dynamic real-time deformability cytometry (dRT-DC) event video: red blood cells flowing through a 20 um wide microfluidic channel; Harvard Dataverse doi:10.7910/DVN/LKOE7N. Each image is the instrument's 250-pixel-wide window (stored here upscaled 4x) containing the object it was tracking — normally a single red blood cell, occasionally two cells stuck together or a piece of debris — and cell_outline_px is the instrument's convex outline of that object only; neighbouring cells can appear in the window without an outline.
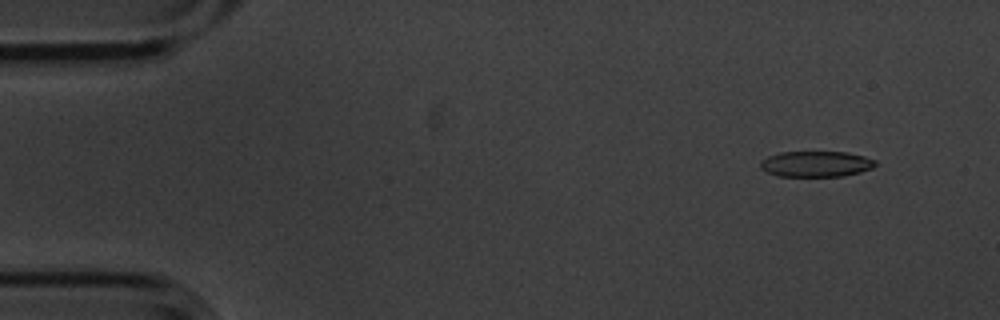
{"species": "common noctule bat (a hibernating species)", "species_latin": "Nyctalus noctula", "temperature_condition": "cold", "stored_images_in_passage": 9, "camera_frame_rate_fps": 3000, "um_per_image_px": 0.085, "animal": {"sex": "male", "body_mass_g": 20.1, "forearm_length_mm": 53.5}, "frame": {"image": 1, "passage_image": 2, "time_ms": 0.333, "image_size_px": [1000, 320], "cell_outline_px": [[876, 164], [872, 168], [860, 172], [844, 176], [780, 176], [768, 172], [760, 168], [760, 160], [768, 156], [780, 152], [848, 152], [864, 156], [876, 160]], "centroid_in_image_um": [69.37, 13.93], "position_along_channel_um": 15.6, "area_um2": 17.28}}
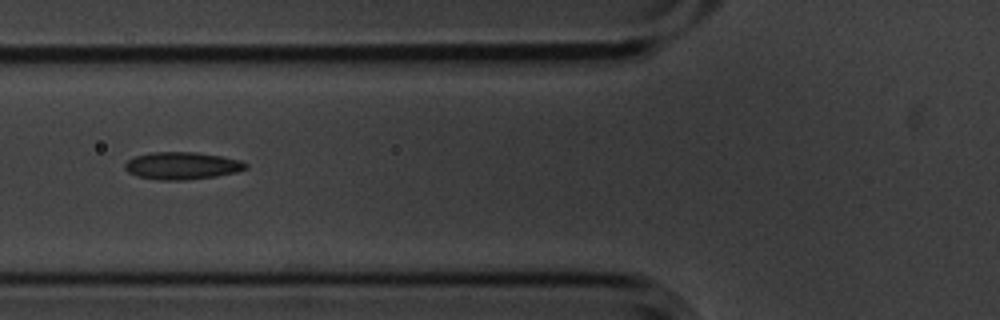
{"frame": {"image": 2, "passage_image": 6, "time_ms": 1.667, "image_size_px": [1000, 320], "cell_outline_px": [[248, 168], [236, 172], [216, 176], [184, 180], [160, 180], [136, 176], [128, 172], [124, 168], [124, 164], [128, 160], [136, 156], [152, 152], [196, 152], [220, 156], [240, 160], [248, 164]], "centroid_in_image_um": [15.47, 14.09], "position_along_channel_um": 110.3, "area_um2": 19.25}}
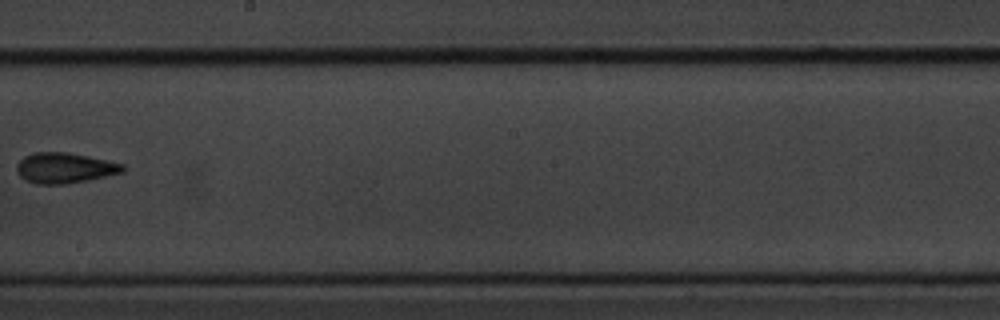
{"frame": {"image": 3, "passage_image": 9, "time_ms": 2.667, "image_size_px": [1000, 320], "cell_outline_px": [[124, 172], [68, 184], [36, 184], [20, 176], [16, 168], [16, 164], [24, 156], [32, 152], [68, 152], [108, 160], [124, 164]], "centroid_in_image_um": [5.49, 14.26], "position_along_channel_um": 242.7, "area_um2": 18.84}}